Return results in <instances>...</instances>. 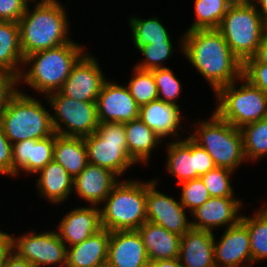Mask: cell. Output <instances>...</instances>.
I'll use <instances>...</instances> for the list:
<instances>
[{"label":"cell","instance_id":"obj_1","mask_svg":"<svg viewBox=\"0 0 267 267\" xmlns=\"http://www.w3.org/2000/svg\"><path fill=\"white\" fill-rule=\"evenodd\" d=\"M181 42L182 52L214 93L222 86L240 80L243 63L232 53L218 29L185 31Z\"/></svg>","mask_w":267,"mask_h":267},{"label":"cell","instance_id":"obj_2","mask_svg":"<svg viewBox=\"0 0 267 267\" xmlns=\"http://www.w3.org/2000/svg\"><path fill=\"white\" fill-rule=\"evenodd\" d=\"M29 4L19 20L20 46L23 56L55 48L70 42L69 22L63 6L57 0Z\"/></svg>","mask_w":267,"mask_h":267},{"label":"cell","instance_id":"obj_3","mask_svg":"<svg viewBox=\"0 0 267 267\" xmlns=\"http://www.w3.org/2000/svg\"><path fill=\"white\" fill-rule=\"evenodd\" d=\"M84 50L80 44L71 39L61 46L30 54L23 60V66L30 64V69L27 72L21 70L18 82L23 81L39 94L44 93L45 97L59 91L73 66L85 54Z\"/></svg>","mask_w":267,"mask_h":267},{"label":"cell","instance_id":"obj_4","mask_svg":"<svg viewBox=\"0 0 267 267\" xmlns=\"http://www.w3.org/2000/svg\"><path fill=\"white\" fill-rule=\"evenodd\" d=\"M51 116L41 101L18 91L0 112V125L12 144L43 139L55 133Z\"/></svg>","mask_w":267,"mask_h":267},{"label":"cell","instance_id":"obj_5","mask_svg":"<svg viewBox=\"0 0 267 267\" xmlns=\"http://www.w3.org/2000/svg\"><path fill=\"white\" fill-rule=\"evenodd\" d=\"M104 205L100 207L102 228L110 232L137 230L147 221L146 182L118 181Z\"/></svg>","mask_w":267,"mask_h":267},{"label":"cell","instance_id":"obj_6","mask_svg":"<svg viewBox=\"0 0 267 267\" xmlns=\"http://www.w3.org/2000/svg\"><path fill=\"white\" fill-rule=\"evenodd\" d=\"M212 114L209 121L198 122L193 135L189 137L206 150L216 167L235 171L246 160L241 130L221 119L215 112Z\"/></svg>","mask_w":267,"mask_h":267},{"label":"cell","instance_id":"obj_7","mask_svg":"<svg viewBox=\"0 0 267 267\" xmlns=\"http://www.w3.org/2000/svg\"><path fill=\"white\" fill-rule=\"evenodd\" d=\"M218 30L242 63L255 55L266 35L265 20L253 3L229 7Z\"/></svg>","mask_w":267,"mask_h":267},{"label":"cell","instance_id":"obj_8","mask_svg":"<svg viewBox=\"0 0 267 267\" xmlns=\"http://www.w3.org/2000/svg\"><path fill=\"white\" fill-rule=\"evenodd\" d=\"M243 82L241 87L236 82ZM215 95L218 106L214 111L221 119L234 127L242 126L267 118V94L252 85L243 76L240 81L219 88Z\"/></svg>","mask_w":267,"mask_h":267},{"label":"cell","instance_id":"obj_9","mask_svg":"<svg viewBox=\"0 0 267 267\" xmlns=\"http://www.w3.org/2000/svg\"><path fill=\"white\" fill-rule=\"evenodd\" d=\"M83 139L89 164L106 168L119 177L136 164L128 152L124 123H99L96 132Z\"/></svg>","mask_w":267,"mask_h":267},{"label":"cell","instance_id":"obj_10","mask_svg":"<svg viewBox=\"0 0 267 267\" xmlns=\"http://www.w3.org/2000/svg\"><path fill=\"white\" fill-rule=\"evenodd\" d=\"M46 99L55 112L51 117L56 134L85 137L96 132L100 123L96 102L75 100L64 96L60 91L48 94Z\"/></svg>","mask_w":267,"mask_h":267},{"label":"cell","instance_id":"obj_11","mask_svg":"<svg viewBox=\"0 0 267 267\" xmlns=\"http://www.w3.org/2000/svg\"><path fill=\"white\" fill-rule=\"evenodd\" d=\"M11 240L12 252L26 259L33 267H66L68 246L55 231L48 230L39 234L31 231L16 238L11 235Z\"/></svg>","mask_w":267,"mask_h":267},{"label":"cell","instance_id":"obj_12","mask_svg":"<svg viewBox=\"0 0 267 267\" xmlns=\"http://www.w3.org/2000/svg\"><path fill=\"white\" fill-rule=\"evenodd\" d=\"M157 183V179L146 182L147 221L182 236L192 228L191 222L187 221L185 208L180 201L158 191Z\"/></svg>","mask_w":267,"mask_h":267},{"label":"cell","instance_id":"obj_13","mask_svg":"<svg viewBox=\"0 0 267 267\" xmlns=\"http://www.w3.org/2000/svg\"><path fill=\"white\" fill-rule=\"evenodd\" d=\"M105 80L96 58L85 53L73 66L59 91L75 100L97 102Z\"/></svg>","mask_w":267,"mask_h":267},{"label":"cell","instance_id":"obj_14","mask_svg":"<svg viewBox=\"0 0 267 267\" xmlns=\"http://www.w3.org/2000/svg\"><path fill=\"white\" fill-rule=\"evenodd\" d=\"M96 103L100 123H126L139 118V106L125 85L105 80Z\"/></svg>","mask_w":267,"mask_h":267},{"label":"cell","instance_id":"obj_15","mask_svg":"<svg viewBox=\"0 0 267 267\" xmlns=\"http://www.w3.org/2000/svg\"><path fill=\"white\" fill-rule=\"evenodd\" d=\"M214 256L216 267H249V262L253 264L250 235L241 221L226 228L221 239L214 241ZM243 262L248 263L244 265Z\"/></svg>","mask_w":267,"mask_h":267},{"label":"cell","instance_id":"obj_16","mask_svg":"<svg viewBox=\"0 0 267 267\" xmlns=\"http://www.w3.org/2000/svg\"><path fill=\"white\" fill-rule=\"evenodd\" d=\"M242 207L241 200L228 197H210L204 204L191 214L195 219L191 221L193 229L212 231L213 228H226L237 224L241 220L238 211Z\"/></svg>","mask_w":267,"mask_h":267},{"label":"cell","instance_id":"obj_17","mask_svg":"<svg viewBox=\"0 0 267 267\" xmlns=\"http://www.w3.org/2000/svg\"><path fill=\"white\" fill-rule=\"evenodd\" d=\"M55 133L43 139H28L12 144V176L20 170L38 174L54 157Z\"/></svg>","mask_w":267,"mask_h":267},{"label":"cell","instance_id":"obj_18","mask_svg":"<svg viewBox=\"0 0 267 267\" xmlns=\"http://www.w3.org/2000/svg\"><path fill=\"white\" fill-rule=\"evenodd\" d=\"M106 263L112 267L149 266V258L137 230L110 232Z\"/></svg>","mask_w":267,"mask_h":267},{"label":"cell","instance_id":"obj_19","mask_svg":"<svg viewBox=\"0 0 267 267\" xmlns=\"http://www.w3.org/2000/svg\"><path fill=\"white\" fill-rule=\"evenodd\" d=\"M58 235L65 245L73 246L83 242L102 229L100 206L74 208L59 223Z\"/></svg>","mask_w":267,"mask_h":267},{"label":"cell","instance_id":"obj_20","mask_svg":"<svg viewBox=\"0 0 267 267\" xmlns=\"http://www.w3.org/2000/svg\"><path fill=\"white\" fill-rule=\"evenodd\" d=\"M117 178L119 177L112 171L88 163L80 174L74 177L73 190L81 199L98 207L118 183Z\"/></svg>","mask_w":267,"mask_h":267},{"label":"cell","instance_id":"obj_21","mask_svg":"<svg viewBox=\"0 0 267 267\" xmlns=\"http://www.w3.org/2000/svg\"><path fill=\"white\" fill-rule=\"evenodd\" d=\"M212 231L191 228L180 239L179 260L184 267H216Z\"/></svg>","mask_w":267,"mask_h":267},{"label":"cell","instance_id":"obj_22","mask_svg":"<svg viewBox=\"0 0 267 267\" xmlns=\"http://www.w3.org/2000/svg\"><path fill=\"white\" fill-rule=\"evenodd\" d=\"M180 110L179 105L157 99L139 107V119L162 140L169 135H173L179 140L177 130L182 123V113Z\"/></svg>","mask_w":267,"mask_h":267},{"label":"cell","instance_id":"obj_23","mask_svg":"<svg viewBox=\"0 0 267 267\" xmlns=\"http://www.w3.org/2000/svg\"><path fill=\"white\" fill-rule=\"evenodd\" d=\"M137 231L141 235L149 262L179 258L181 235L149 221L144 222Z\"/></svg>","mask_w":267,"mask_h":267},{"label":"cell","instance_id":"obj_24","mask_svg":"<svg viewBox=\"0 0 267 267\" xmlns=\"http://www.w3.org/2000/svg\"><path fill=\"white\" fill-rule=\"evenodd\" d=\"M110 231L102 228L86 240L67 248L66 267H100L107 262Z\"/></svg>","mask_w":267,"mask_h":267},{"label":"cell","instance_id":"obj_25","mask_svg":"<svg viewBox=\"0 0 267 267\" xmlns=\"http://www.w3.org/2000/svg\"><path fill=\"white\" fill-rule=\"evenodd\" d=\"M37 179L40 196L52 203H62L73 193L74 178L55 160L41 169Z\"/></svg>","mask_w":267,"mask_h":267},{"label":"cell","instance_id":"obj_26","mask_svg":"<svg viewBox=\"0 0 267 267\" xmlns=\"http://www.w3.org/2000/svg\"><path fill=\"white\" fill-rule=\"evenodd\" d=\"M73 178L88 164L83 137L62 136L55 133L54 157Z\"/></svg>","mask_w":267,"mask_h":267},{"label":"cell","instance_id":"obj_27","mask_svg":"<svg viewBox=\"0 0 267 267\" xmlns=\"http://www.w3.org/2000/svg\"><path fill=\"white\" fill-rule=\"evenodd\" d=\"M124 129L131 159L148 164L151 151L162 139L139 118L124 123Z\"/></svg>","mask_w":267,"mask_h":267},{"label":"cell","instance_id":"obj_28","mask_svg":"<svg viewBox=\"0 0 267 267\" xmlns=\"http://www.w3.org/2000/svg\"><path fill=\"white\" fill-rule=\"evenodd\" d=\"M166 170L175 176L177 183L196 179L195 156H192V139L175 140L167 144Z\"/></svg>","mask_w":267,"mask_h":267},{"label":"cell","instance_id":"obj_29","mask_svg":"<svg viewBox=\"0 0 267 267\" xmlns=\"http://www.w3.org/2000/svg\"><path fill=\"white\" fill-rule=\"evenodd\" d=\"M24 56L20 46L19 23L0 21V68L21 73Z\"/></svg>","mask_w":267,"mask_h":267},{"label":"cell","instance_id":"obj_30","mask_svg":"<svg viewBox=\"0 0 267 267\" xmlns=\"http://www.w3.org/2000/svg\"><path fill=\"white\" fill-rule=\"evenodd\" d=\"M259 209L254 216H241V222L250 235V247L253 264L267 259V205Z\"/></svg>","mask_w":267,"mask_h":267},{"label":"cell","instance_id":"obj_31","mask_svg":"<svg viewBox=\"0 0 267 267\" xmlns=\"http://www.w3.org/2000/svg\"><path fill=\"white\" fill-rule=\"evenodd\" d=\"M129 24L134 46L138 51L152 42H171L169 32L156 17L148 19L131 17Z\"/></svg>","mask_w":267,"mask_h":267},{"label":"cell","instance_id":"obj_32","mask_svg":"<svg viewBox=\"0 0 267 267\" xmlns=\"http://www.w3.org/2000/svg\"><path fill=\"white\" fill-rule=\"evenodd\" d=\"M243 150L247 160L262 159L267 156V118L248 123L240 128Z\"/></svg>","mask_w":267,"mask_h":267},{"label":"cell","instance_id":"obj_33","mask_svg":"<svg viewBox=\"0 0 267 267\" xmlns=\"http://www.w3.org/2000/svg\"><path fill=\"white\" fill-rule=\"evenodd\" d=\"M195 22L187 31L218 29L229 6L224 0H195Z\"/></svg>","mask_w":267,"mask_h":267},{"label":"cell","instance_id":"obj_34","mask_svg":"<svg viewBox=\"0 0 267 267\" xmlns=\"http://www.w3.org/2000/svg\"><path fill=\"white\" fill-rule=\"evenodd\" d=\"M134 74L127 87L139 107L158 99L155 79L151 71L134 67Z\"/></svg>","mask_w":267,"mask_h":267},{"label":"cell","instance_id":"obj_35","mask_svg":"<svg viewBox=\"0 0 267 267\" xmlns=\"http://www.w3.org/2000/svg\"><path fill=\"white\" fill-rule=\"evenodd\" d=\"M151 72L153 73L155 79L156 88L158 91V99L166 103L178 105L176 100L180 96V92H182V85L175 77L172 70L166 67L154 69Z\"/></svg>","mask_w":267,"mask_h":267},{"label":"cell","instance_id":"obj_36","mask_svg":"<svg viewBox=\"0 0 267 267\" xmlns=\"http://www.w3.org/2000/svg\"><path fill=\"white\" fill-rule=\"evenodd\" d=\"M233 172L234 171L227 168L215 167L200 178L204 182L211 197L234 196V191L230 182V177Z\"/></svg>","mask_w":267,"mask_h":267},{"label":"cell","instance_id":"obj_37","mask_svg":"<svg viewBox=\"0 0 267 267\" xmlns=\"http://www.w3.org/2000/svg\"><path fill=\"white\" fill-rule=\"evenodd\" d=\"M173 50L172 42H152L139 50L145 56V61L135 68L146 71L166 68L161 63L172 55Z\"/></svg>","mask_w":267,"mask_h":267},{"label":"cell","instance_id":"obj_38","mask_svg":"<svg viewBox=\"0 0 267 267\" xmlns=\"http://www.w3.org/2000/svg\"><path fill=\"white\" fill-rule=\"evenodd\" d=\"M179 185L182 187L179 200L185 210L188 208L191 213L211 197L201 178L192 179Z\"/></svg>","mask_w":267,"mask_h":267},{"label":"cell","instance_id":"obj_39","mask_svg":"<svg viewBox=\"0 0 267 267\" xmlns=\"http://www.w3.org/2000/svg\"><path fill=\"white\" fill-rule=\"evenodd\" d=\"M242 76L267 94V64L243 63Z\"/></svg>","mask_w":267,"mask_h":267},{"label":"cell","instance_id":"obj_40","mask_svg":"<svg viewBox=\"0 0 267 267\" xmlns=\"http://www.w3.org/2000/svg\"><path fill=\"white\" fill-rule=\"evenodd\" d=\"M18 76L11 71L0 68V112L7 106L10 99L19 91L15 88Z\"/></svg>","mask_w":267,"mask_h":267},{"label":"cell","instance_id":"obj_41","mask_svg":"<svg viewBox=\"0 0 267 267\" xmlns=\"http://www.w3.org/2000/svg\"><path fill=\"white\" fill-rule=\"evenodd\" d=\"M28 4L27 0H0V21L18 23Z\"/></svg>","mask_w":267,"mask_h":267},{"label":"cell","instance_id":"obj_42","mask_svg":"<svg viewBox=\"0 0 267 267\" xmlns=\"http://www.w3.org/2000/svg\"><path fill=\"white\" fill-rule=\"evenodd\" d=\"M192 156H195L196 163V179L206 174L211 169L216 167L213 158L192 140Z\"/></svg>","mask_w":267,"mask_h":267},{"label":"cell","instance_id":"obj_43","mask_svg":"<svg viewBox=\"0 0 267 267\" xmlns=\"http://www.w3.org/2000/svg\"><path fill=\"white\" fill-rule=\"evenodd\" d=\"M0 174L12 176V143L0 125Z\"/></svg>","mask_w":267,"mask_h":267},{"label":"cell","instance_id":"obj_44","mask_svg":"<svg viewBox=\"0 0 267 267\" xmlns=\"http://www.w3.org/2000/svg\"><path fill=\"white\" fill-rule=\"evenodd\" d=\"M12 252L11 235L0 230V267L4 266L7 256Z\"/></svg>","mask_w":267,"mask_h":267},{"label":"cell","instance_id":"obj_45","mask_svg":"<svg viewBox=\"0 0 267 267\" xmlns=\"http://www.w3.org/2000/svg\"><path fill=\"white\" fill-rule=\"evenodd\" d=\"M244 63H262L267 64V34L257 48L255 55L247 59Z\"/></svg>","mask_w":267,"mask_h":267},{"label":"cell","instance_id":"obj_46","mask_svg":"<svg viewBox=\"0 0 267 267\" xmlns=\"http://www.w3.org/2000/svg\"><path fill=\"white\" fill-rule=\"evenodd\" d=\"M3 267H33L26 259L18 257L14 252H11L4 263Z\"/></svg>","mask_w":267,"mask_h":267},{"label":"cell","instance_id":"obj_47","mask_svg":"<svg viewBox=\"0 0 267 267\" xmlns=\"http://www.w3.org/2000/svg\"><path fill=\"white\" fill-rule=\"evenodd\" d=\"M148 267H184L182 262L176 259H162L149 262Z\"/></svg>","mask_w":267,"mask_h":267},{"label":"cell","instance_id":"obj_48","mask_svg":"<svg viewBox=\"0 0 267 267\" xmlns=\"http://www.w3.org/2000/svg\"><path fill=\"white\" fill-rule=\"evenodd\" d=\"M255 2L256 3L254 4H257L255 5L257 11L261 14L262 18L266 20L267 19V0H256Z\"/></svg>","mask_w":267,"mask_h":267},{"label":"cell","instance_id":"obj_49","mask_svg":"<svg viewBox=\"0 0 267 267\" xmlns=\"http://www.w3.org/2000/svg\"><path fill=\"white\" fill-rule=\"evenodd\" d=\"M229 7L242 6L248 4L245 0H224Z\"/></svg>","mask_w":267,"mask_h":267},{"label":"cell","instance_id":"obj_50","mask_svg":"<svg viewBox=\"0 0 267 267\" xmlns=\"http://www.w3.org/2000/svg\"><path fill=\"white\" fill-rule=\"evenodd\" d=\"M247 3H249V4H254L255 2L254 1H256V0H245ZM253 1V2H252Z\"/></svg>","mask_w":267,"mask_h":267},{"label":"cell","instance_id":"obj_51","mask_svg":"<svg viewBox=\"0 0 267 267\" xmlns=\"http://www.w3.org/2000/svg\"><path fill=\"white\" fill-rule=\"evenodd\" d=\"M28 2H33V1H36V0H27ZM46 1H49V0H41V1H39V2H46Z\"/></svg>","mask_w":267,"mask_h":267},{"label":"cell","instance_id":"obj_52","mask_svg":"<svg viewBox=\"0 0 267 267\" xmlns=\"http://www.w3.org/2000/svg\"><path fill=\"white\" fill-rule=\"evenodd\" d=\"M100 267H112V266H110V265H108V264L106 263V264L101 265Z\"/></svg>","mask_w":267,"mask_h":267},{"label":"cell","instance_id":"obj_53","mask_svg":"<svg viewBox=\"0 0 267 267\" xmlns=\"http://www.w3.org/2000/svg\"><path fill=\"white\" fill-rule=\"evenodd\" d=\"M265 25H266V34H267V19L265 20Z\"/></svg>","mask_w":267,"mask_h":267}]
</instances>
